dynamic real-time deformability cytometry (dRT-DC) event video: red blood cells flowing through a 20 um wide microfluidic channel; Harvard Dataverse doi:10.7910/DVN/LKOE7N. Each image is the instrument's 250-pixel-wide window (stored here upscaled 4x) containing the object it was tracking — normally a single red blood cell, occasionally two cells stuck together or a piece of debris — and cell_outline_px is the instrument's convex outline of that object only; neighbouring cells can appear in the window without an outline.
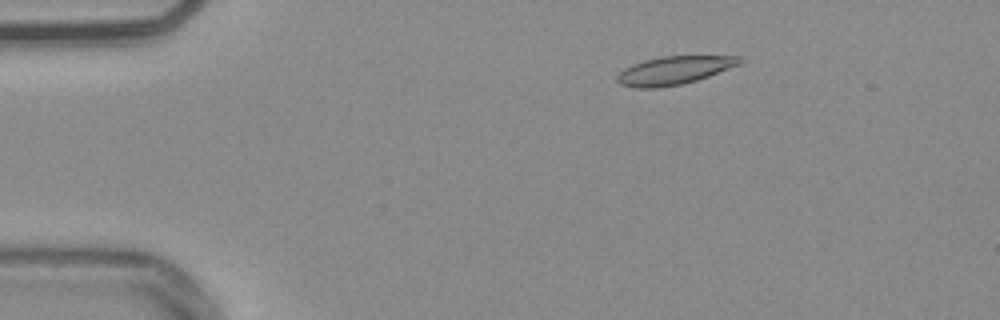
{"species": "common noctule bat (a hibernating species)", "species_latin": "Nyctalus noctula", "temperature_condition": "warm", "stored_images_in_passage": 55, "camera_frame_rate_fps": 3000, "um_per_image_px": 0.085, "animal": {"sex": "male", "body_mass_g": 20.4}, "frame": {"image": 1, "passage_image": 10, "time_ms": 3.0, "image_size_px": [1000, 320], "cell_outline_px": [[744, 60], [740, 64], [708, 76], [696, 80], [680, 84], [656, 88], [636, 88], [620, 84], [616, 80], [616, 76], [624, 68], [632, 64], [644, 60], [660, 56], [740, 56]], "centroid_in_image_um": [57.27, 5.97], "position_along_channel_um": 27.7, "area_um2": 20.06}}
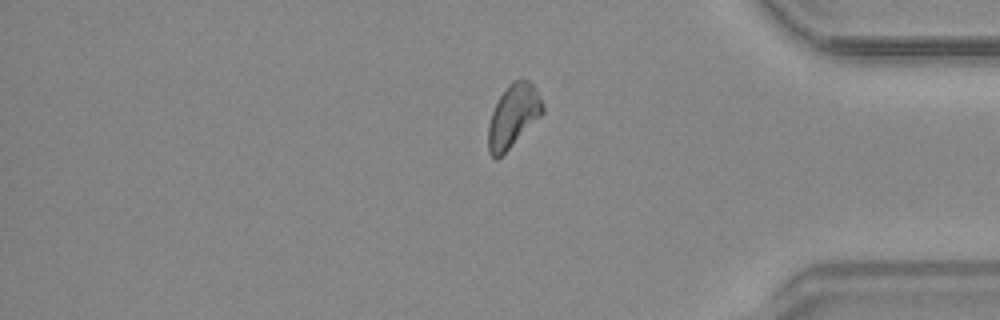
{"frame": {"image": 2, "passage_image": 46, "time_ms": 15.0, "image_size_px": [1000, 320], "cell_outline_px": [[544, 112], [496, 160], [488, 152], [488, 124], [492, 112], [500, 96], [508, 84], [512, 80], [520, 76], [528, 80], [532, 84], [540, 96], [544, 108]], "centroid_in_image_um": [43.61, 9.79], "position_along_channel_um": 391.6, "area_um2": 19.65}}
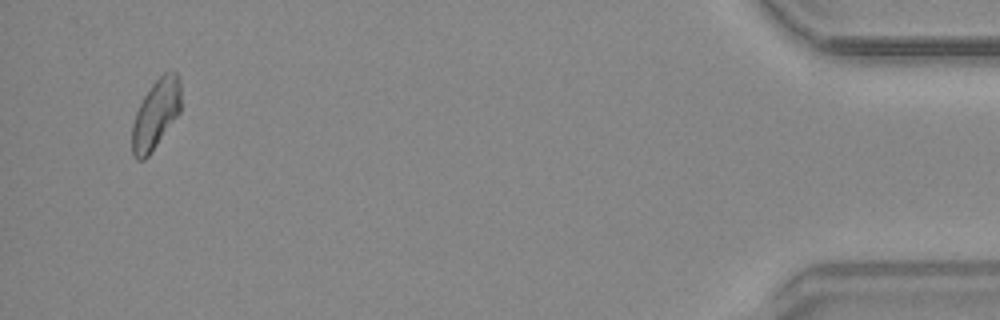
{"frame": {"image": 3, "passage_image": 53, "time_ms": 17.333, "image_size_px": [1000, 320], "cell_outline_px": [[180, 112], [148, 156], [144, 160], [136, 160], [132, 152], [132, 124], [136, 112], [144, 96], [152, 84], [164, 72], [176, 72], [180, 80]], "centroid_in_image_um": [13.23, 9.71], "position_along_channel_um": 422.0, "area_um2": 19.48}}